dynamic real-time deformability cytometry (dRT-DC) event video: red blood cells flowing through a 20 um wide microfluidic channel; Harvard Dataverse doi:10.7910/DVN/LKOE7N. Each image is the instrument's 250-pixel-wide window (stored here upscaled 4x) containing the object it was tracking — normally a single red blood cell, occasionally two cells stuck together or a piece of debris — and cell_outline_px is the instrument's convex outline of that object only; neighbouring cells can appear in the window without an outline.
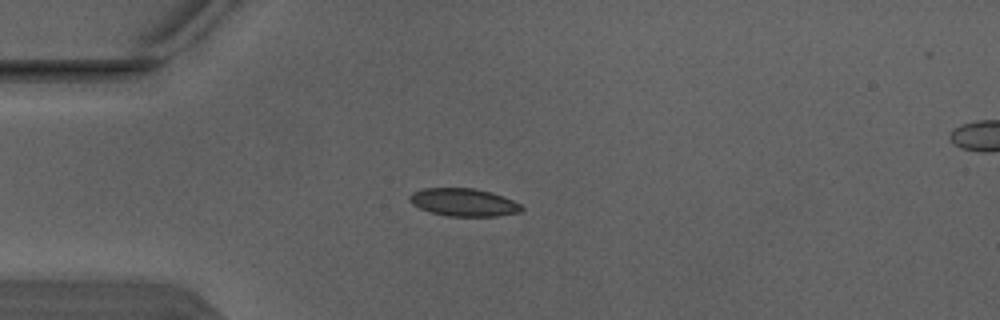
{"species": "Egyptian fruit bat (a non-hibernating species)", "species_latin": "Rousettus aegyptiacus", "temperature_condition": "warm", "stored_images_in_passage": 4, "segment_of_instrument_passage": [1, 2], "camera_frame_rate_fps": 3000, "um_per_image_px": 0.085, "animal": {"sex": "male"}, "frame": {"image": 1, "passage_image": 3, "time_ms": 0.667, "image_size_px": [1000, 320], "cell_outline_px": [[524, 208], [520, 212], [496, 216], [448, 216], [432, 212], [420, 208], [412, 204], [408, 200], [408, 196], [412, 192], [424, 188], [476, 188], [492, 192], [512, 200], [520, 204]], "centroid_in_image_um": [39.4, 17.19], "position_along_channel_um": 45.6, "area_um2": 18.15}}